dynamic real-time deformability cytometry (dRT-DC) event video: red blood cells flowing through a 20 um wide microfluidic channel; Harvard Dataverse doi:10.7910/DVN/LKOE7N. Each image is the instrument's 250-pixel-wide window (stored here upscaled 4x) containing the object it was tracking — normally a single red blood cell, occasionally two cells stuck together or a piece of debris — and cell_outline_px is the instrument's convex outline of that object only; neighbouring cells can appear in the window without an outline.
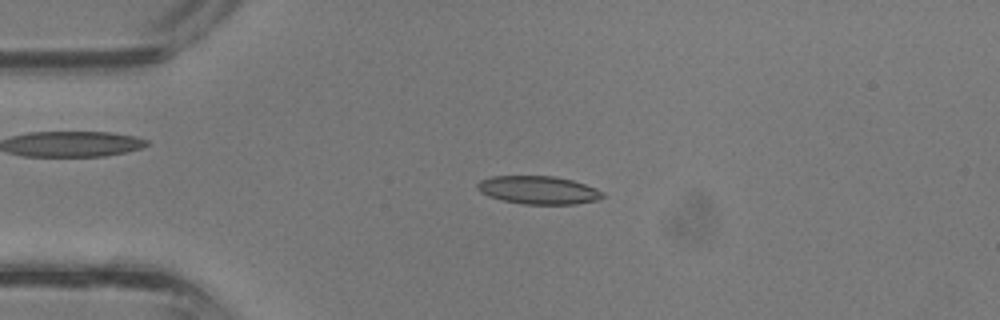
{"species": "common noctule bat (a hibernating species)", "species_latin": "Nyctalus noctula", "temperature_condition": "room temperature", "stored_images_in_passage": 37, "camera_frame_rate_fps": 3000, "um_per_image_px": 0.085, "animal": {"sex": "male", "body_mass_g": 13.3}, "frame": {"image": 1, "passage_image": 8, "time_ms": 2.333, "image_size_px": [1000, 320], "cell_outline_px": [[604, 196], [600, 200], [576, 204], [524, 204], [504, 200], [488, 196], [480, 192], [476, 188], [476, 184], [480, 180], [492, 176], [556, 176], [572, 180], [596, 188], [604, 192]], "centroid_in_image_um": [45.78, 16.15], "position_along_channel_um": 39.2, "area_um2": 20.63}}
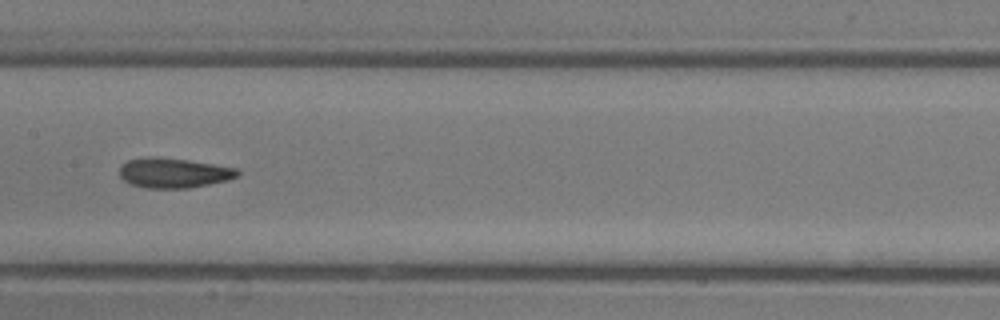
{"frame": {"image": 2, "passage_image": 18, "time_ms": 5.667, "image_size_px": [1000, 320], "cell_outline_px": [[240, 176], [228, 180], [188, 188], [144, 188], [128, 184], [120, 176], [120, 164], [128, 160], [148, 156], [156, 156], [188, 160], [236, 168], [240, 172]], "centroid_in_image_um": [14.73, 14.69], "position_along_channel_um": 192.7, "area_um2": 20.75}}
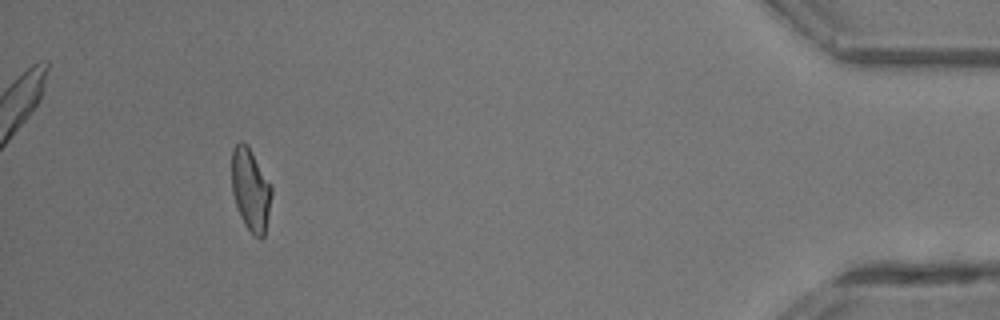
{"frame": {"image": 3, "passage_image": 34, "time_ms": 11.0, "image_size_px": [1000, 320], "cell_outline_px": [[272, 192], [268, 216], [264, 236], [260, 240], [244, 224], [240, 216], [232, 192], [232, 148], [240, 140], [248, 144], [272, 188]], "centroid_in_image_um": [21.29, 16.09], "position_along_channel_um": 413.9, "area_um2": 18.96}}